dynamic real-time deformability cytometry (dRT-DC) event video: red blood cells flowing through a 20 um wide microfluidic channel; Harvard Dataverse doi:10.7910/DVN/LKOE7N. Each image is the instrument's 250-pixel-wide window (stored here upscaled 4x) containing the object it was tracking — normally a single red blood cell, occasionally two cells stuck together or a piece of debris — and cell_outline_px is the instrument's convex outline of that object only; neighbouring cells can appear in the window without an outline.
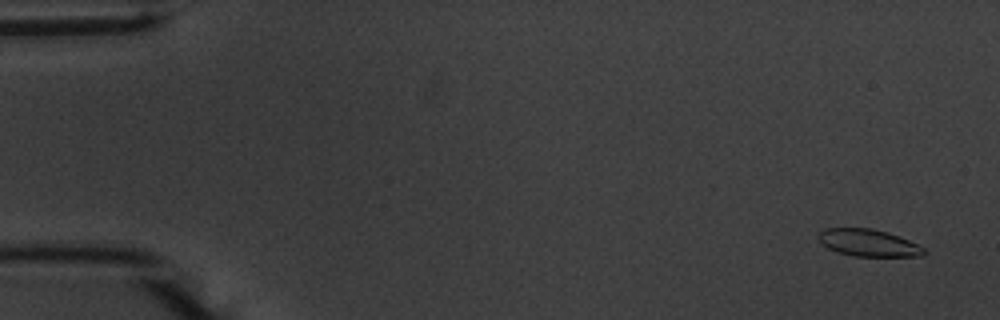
{"species": "common noctule bat (a hibernating species)", "species_latin": "Nyctalus noctula", "temperature_condition": "warm", "stored_images_in_passage": 56, "camera_frame_rate_fps": 3000, "um_per_image_px": 0.085, "animal": {"sex": "male", "body_mass_g": 20.1, "forearm_length_mm": 53.5}, "frame": {"image": 1, "passage_image": 3, "time_ms": 0.667, "image_size_px": [1000, 320], "cell_outline_px": [[928, 252], [924, 256], [852, 256], [836, 252], [828, 248], [816, 236], [824, 228], [872, 228], [888, 232], [900, 236], [924, 248]], "centroid_in_image_um": [73.83, 20.64], "position_along_channel_um": 11.2, "area_um2": 16.76}}
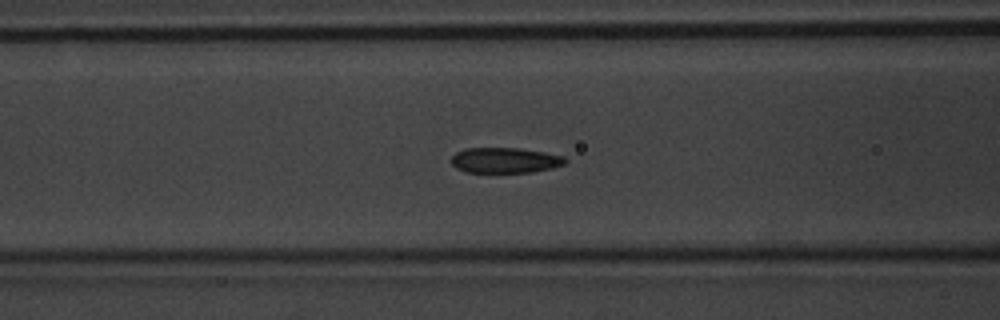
{"frame": {"image": 2, "passage_image": 23, "time_ms": 7.333, "image_size_px": [1000, 320], "cell_outline_px": [[568, 160], [564, 164], [552, 168], [532, 172], [468, 172], [456, 168], [452, 164], [452, 156], [456, 152], [464, 148], [520, 148], [544, 152], [564, 156]], "centroid_in_image_um": [42.94, 13.62], "position_along_channel_um": 123.7, "area_um2": 16.88}}
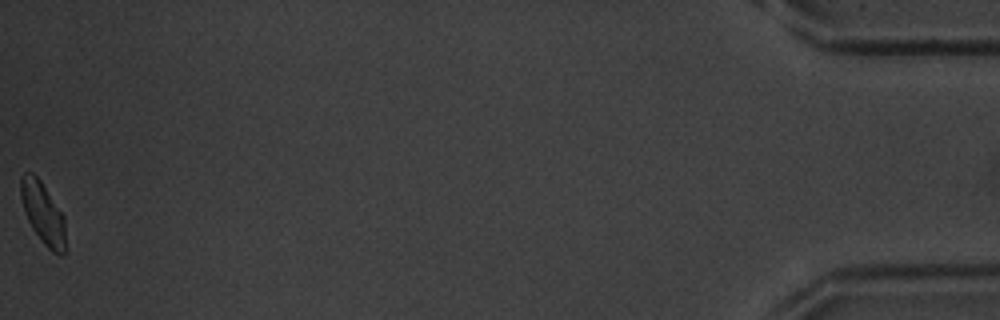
{"frame": {"image": 3, "passage_image": 56, "time_ms": 18.333, "image_size_px": [1000, 320], "cell_outline_px": [[64, 256], [60, 256], [52, 252], [40, 240], [32, 228], [24, 212], [20, 196], [20, 176], [24, 172], [32, 172], [40, 180], [64, 216]], "centroid_in_image_um": [3.62, 18.11], "position_along_channel_um": 431.6, "area_um2": 16.07}, "authors_computed_cell_mechanics": {"area_um2": 17.1088, "velocity_mm_per_s": 3.6703, "shape_relaxation_time_tau1_ms": 3.3507, "shape_relaxation_time_tau2_ms": 1.9942, "deformation_change_tau1": 0.1028, "deformation_change_tau2": 0.0743}}